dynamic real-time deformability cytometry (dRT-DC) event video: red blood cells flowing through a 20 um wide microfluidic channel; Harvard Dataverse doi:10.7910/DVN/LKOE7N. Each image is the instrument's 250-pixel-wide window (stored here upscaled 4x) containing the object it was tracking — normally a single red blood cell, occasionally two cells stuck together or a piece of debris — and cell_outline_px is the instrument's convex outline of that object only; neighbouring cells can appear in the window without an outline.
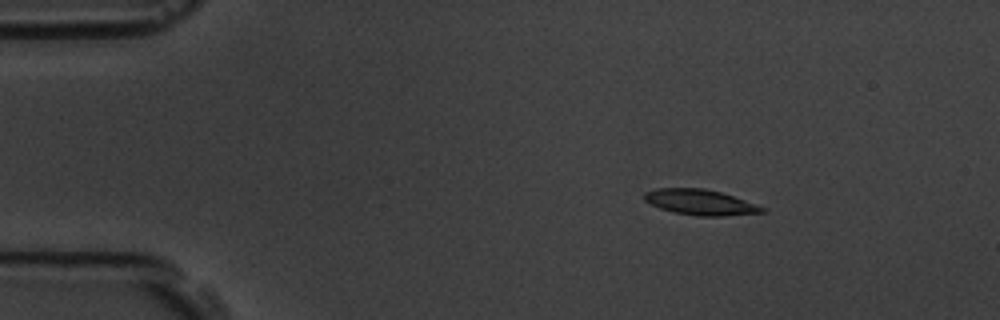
{"species": "common noctule bat (a hibernating species)", "species_latin": "Nyctalus noctula", "temperature_condition": "room temperature", "stored_images_in_passage": 6, "camera_frame_rate_fps": 3000, "um_per_image_px": 0.085, "animal": {"sex": "male", "body_mass_g": 19.5, "forearm_length_mm": 54.6}, "frame": {"image": 1, "passage_image": 3, "time_ms": 0.667, "image_size_px": [1000, 320], "cell_outline_px": [[768, 212], [724, 216], [700, 216], [676, 212], [660, 208], [644, 200], [644, 192], [656, 188], [704, 188], [720, 192], [768, 208]], "centroid_in_image_um": [59.56, 17.19], "position_along_channel_um": 25.4, "area_um2": 17.46}}
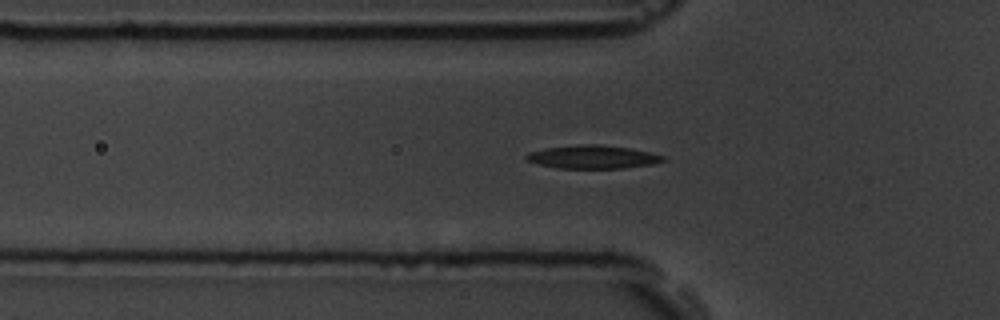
{"frame": {"image": 2, "passage_image": 6, "time_ms": 1.667, "image_size_px": [1000, 320], "cell_outline_px": [[664, 160], [652, 164], [624, 168], [556, 168], [540, 164], [528, 160], [524, 156], [528, 152], [544, 148], [580, 144], [600, 144], [628, 148], [648, 152], [664, 156]], "centroid_in_image_um": [50.34, 13.33], "position_along_channel_um": 75.5, "area_um2": 18.38}}